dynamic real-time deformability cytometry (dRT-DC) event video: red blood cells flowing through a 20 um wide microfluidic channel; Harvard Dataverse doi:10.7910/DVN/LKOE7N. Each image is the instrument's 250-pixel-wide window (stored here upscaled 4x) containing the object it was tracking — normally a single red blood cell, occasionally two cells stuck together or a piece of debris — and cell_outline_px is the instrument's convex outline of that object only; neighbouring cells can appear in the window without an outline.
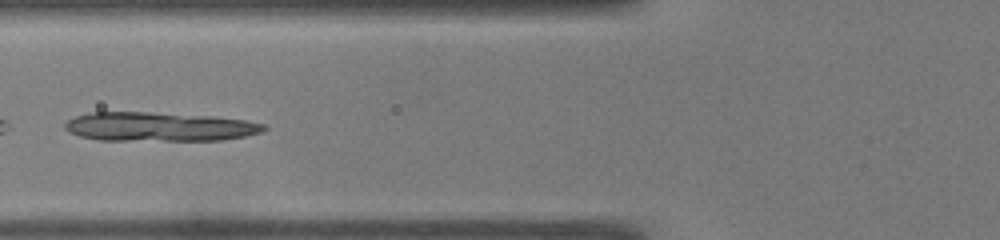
{"species": "common noctule bat (a hibernating species)", "species_latin": "Nyctalus noctula", "temperature_condition": "warm", "stored_images_in_passage": 29, "camera_frame_rate_fps": 3000, "um_per_image_px": 0.085, "animal": {"sex": "male", "body_mass_g": 19.0, "forearm_length_mm": 50.8}, "frame": {"image": 1, "passage_image": 9, "time_ms": 2.667, "image_size_px": [1000, 240], "cell_outline_px": [[268, 128], [260, 132], [244, 136], [220, 140], [100, 140], [80, 136], [68, 132], [64, 128], [64, 124], [68, 120], [76, 116], [92, 112], [148, 112], [212, 116], [244, 120], [264, 124]], "centroid_in_image_um": [13.5, 10.77], "position_along_channel_um": 112.3, "area_um2": 33.52}}
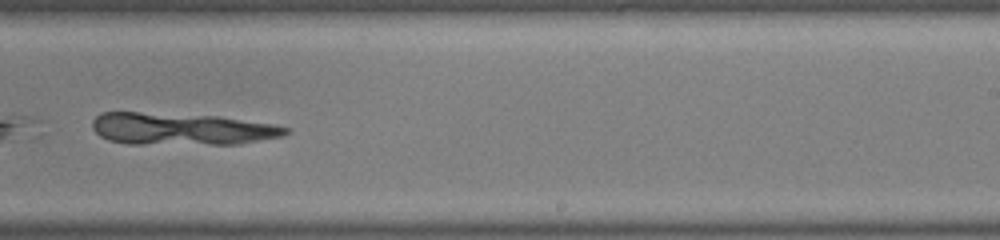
{"frame": {"image": 2, "passage_image": 21, "time_ms": 6.667, "image_size_px": [1000, 240], "cell_outline_px": [[288, 132], [284, 136], [240, 144], [128, 144], [108, 140], [100, 136], [92, 128], [92, 120], [100, 112], [140, 112], [220, 116], [272, 124], [288, 128]], "centroid_in_image_um": [15.4, 10.96], "position_along_channel_um": 273.6, "area_um2": 36.41}}